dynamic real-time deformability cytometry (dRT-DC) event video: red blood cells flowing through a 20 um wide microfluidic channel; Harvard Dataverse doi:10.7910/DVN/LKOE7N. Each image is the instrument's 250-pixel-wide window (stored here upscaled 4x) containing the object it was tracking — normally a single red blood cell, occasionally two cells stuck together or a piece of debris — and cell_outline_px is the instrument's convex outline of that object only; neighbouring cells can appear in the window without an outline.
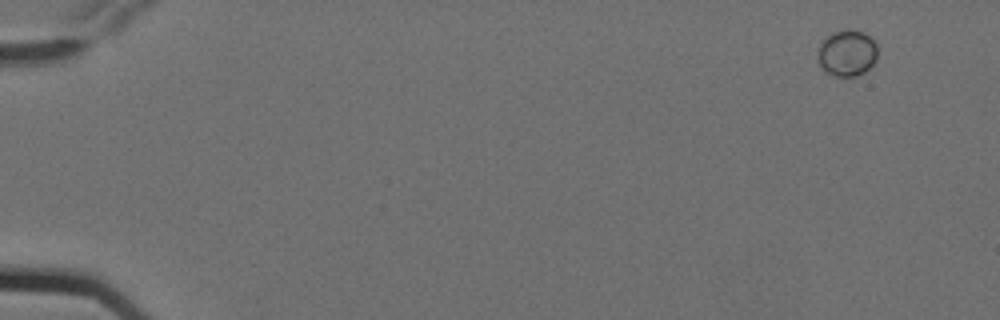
{"species": "Egyptian fruit bat (a non-hibernating species)", "species_latin": "Rousettus aegyptiacus", "temperature_condition": "cold", "stored_images_in_passage": 4, "camera_frame_rate_fps": 3000, "um_per_image_px": 0.085, "animal": {"sex": "female"}, "frame": {"image": 1, "passage_image": 1, "time_ms": 0.0, "image_size_px": [1000, 320], "cell_outline_px": [[876, 60], [864, 72], [856, 76], [832, 76], [824, 72], [820, 68], [816, 60], [816, 52], [820, 44], [832, 32], [864, 32], [876, 44]], "centroid_in_image_um": [71.93, 4.58], "position_along_channel_um": 13.1, "area_um2": 15.95}}